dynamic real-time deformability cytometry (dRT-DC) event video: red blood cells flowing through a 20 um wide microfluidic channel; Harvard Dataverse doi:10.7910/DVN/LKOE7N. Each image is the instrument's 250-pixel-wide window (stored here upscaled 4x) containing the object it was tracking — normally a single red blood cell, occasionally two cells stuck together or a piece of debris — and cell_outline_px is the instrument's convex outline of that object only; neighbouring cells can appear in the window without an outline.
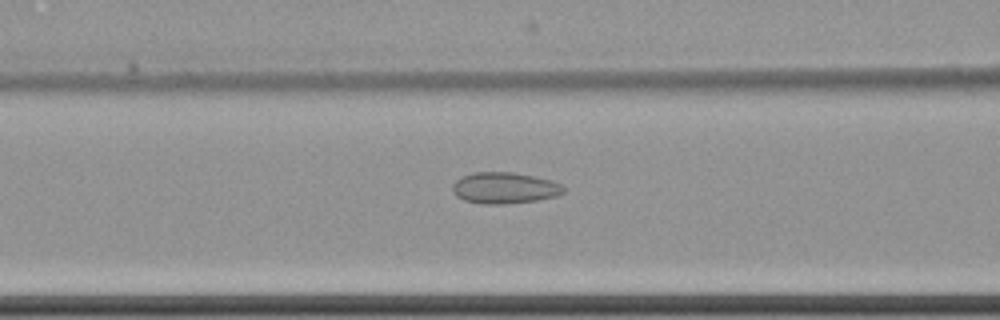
{"species": "common noctule bat (a hibernating species)", "species_latin": "Nyctalus noctula", "temperature_condition": "cold", "stored_images_in_passage": 58, "camera_frame_rate_fps": 3000, "um_per_image_px": 0.085, "animal": {"sex": "female", "body_mass_g": 22.7, "forearm_length_mm": 54.2}, "frame": {"image": 1, "passage_image": 23, "time_ms": 7.333, "image_size_px": [1000, 320], "cell_outline_px": [[564, 192], [556, 196], [536, 200], [500, 204], [484, 204], [464, 200], [456, 196], [452, 192], [452, 184], [460, 176], [472, 172], [512, 172], [532, 176], [548, 180], [560, 184], [564, 188]], "centroid_in_image_um": [42.81, 15.97], "position_along_channel_um": 123.8, "area_um2": 20.11}}
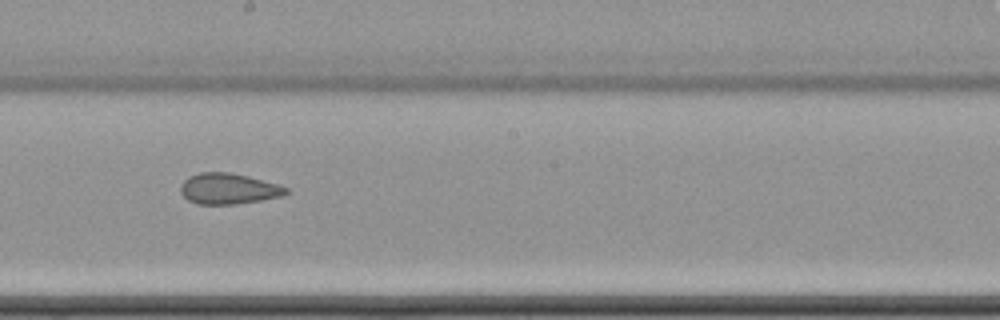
{"frame": {"image": 2, "passage_image": 32, "time_ms": 10.333, "image_size_px": [1000, 320], "cell_outline_px": [[292, 192], [284, 196], [236, 204], [196, 204], [188, 200], [180, 192], [180, 184], [188, 176], [200, 172], [228, 172], [248, 176], [280, 184], [288, 188]], "centroid_in_image_um": [19.45, 16.04], "position_along_channel_um": 228.8, "area_um2": 19.25}}
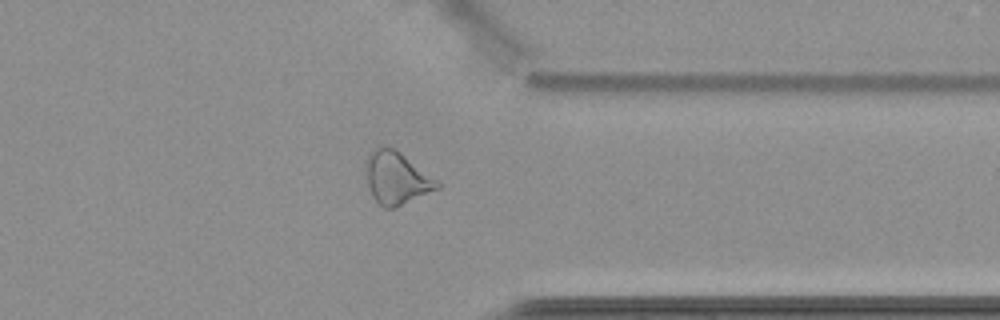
{"frame": {"image": 3, "passage_image": 45, "time_ms": 14.667, "image_size_px": [1000, 320], "cell_outline_px": [[440, 188], [396, 208], [384, 208], [372, 196], [368, 184], [368, 152], [384, 144], [396, 148], [436, 180], [440, 184]], "centroid_in_image_um": [33.72, 15.12], "position_along_channel_um": 377.7, "area_um2": 21.56}}